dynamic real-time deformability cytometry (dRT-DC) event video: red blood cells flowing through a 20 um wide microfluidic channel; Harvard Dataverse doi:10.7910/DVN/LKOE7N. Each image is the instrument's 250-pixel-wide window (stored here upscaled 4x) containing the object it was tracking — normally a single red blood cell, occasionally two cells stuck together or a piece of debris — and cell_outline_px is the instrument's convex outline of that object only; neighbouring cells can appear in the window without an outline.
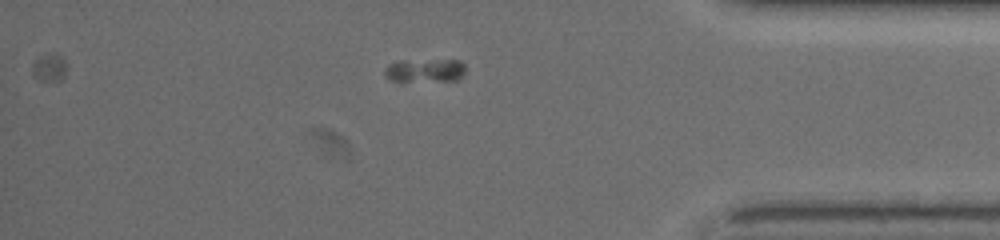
{"species": "common noctule bat (a hibernating species)", "species_latin": "Nyctalus noctula", "temperature_condition": "warm", "stored_images_in_passage": 48, "camera_frame_rate_fps": 3000, "um_per_image_px": 0.085, "animal": {"sex": "female", "body_mass_g": 19.5, "forearm_length_mm": 54.1}, "frame": {"image": 1, "passage_image": 41, "time_ms": 9.667, "image_size_px": [1000, 240], "cell_outline_px": [[464, 72], [460, 80], [392, 80], [384, 72], [384, 68], [388, 64], [444, 60], [460, 60], [464, 64]], "centroid_in_image_um": [36.23, 6.0], "position_along_channel_um": 399.0, "area_um2": 10.17}}
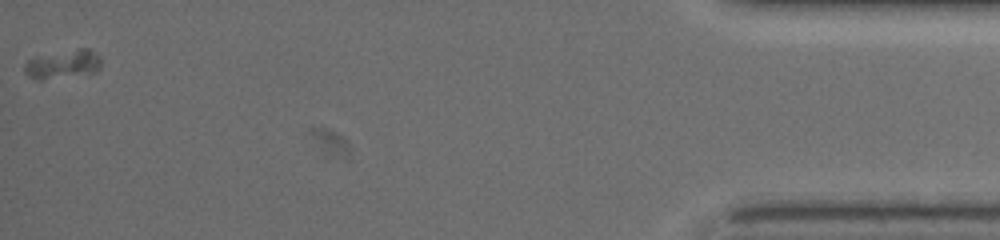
{"frame": {"image": 2, "passage_image": 48, "time_ms": 12.0, "image_size_px": [1000, 240], "cell_outline_px": [[100, 68], [92, 72], [44, 76], [28, 76], [24, 72], [24, 64], [28, 60], [36, 56], [80, 48], [88, 48], [100, 60]], "centroid_in_image_um": [5.34, 5.38], "position_along_channel_um": 429.9, "area_um2": 11.5}}